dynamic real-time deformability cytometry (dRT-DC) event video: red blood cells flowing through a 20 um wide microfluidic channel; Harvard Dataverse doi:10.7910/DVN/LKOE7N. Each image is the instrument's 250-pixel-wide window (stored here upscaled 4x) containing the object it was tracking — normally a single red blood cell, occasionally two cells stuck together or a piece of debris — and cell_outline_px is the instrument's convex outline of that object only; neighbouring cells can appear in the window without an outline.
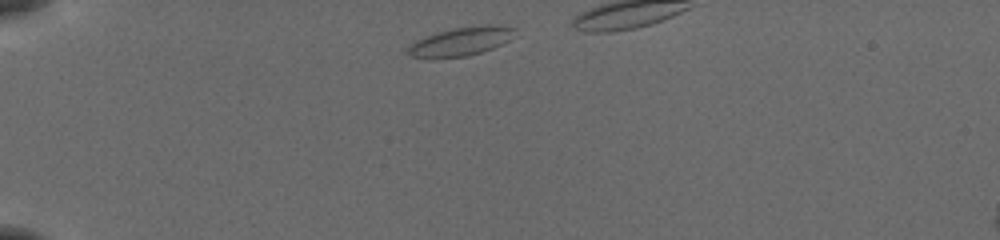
{"species": "common noctule bat (a hibernating species)", "species_latin": "Nyctalus noctula", "temperature_condition": "cold", "stored_images_in_passage": 19, "camera_frame_rate_fps": 3000, "um_per_image_px": 0.085, "animal": {"sex": "female", "body_mass_g": 19.5, "forearm_length_mm": 54.1}, "frame": {"image": 1, "passage_image": 1, "time_ms": 0.0, "image_size_px": [1000, 240], "cell_outline_px": [[516, 28], [508, 40], [492, 48], [468, 56], [408, 56], [408, 48], [416, 40], [436, 32], [452, 28], [488, 24], [496, 24]], "centroid_in_image_um": [39.21, 3.48], "position_along_channel_um": 45.8, "area_um2": 17.22}}
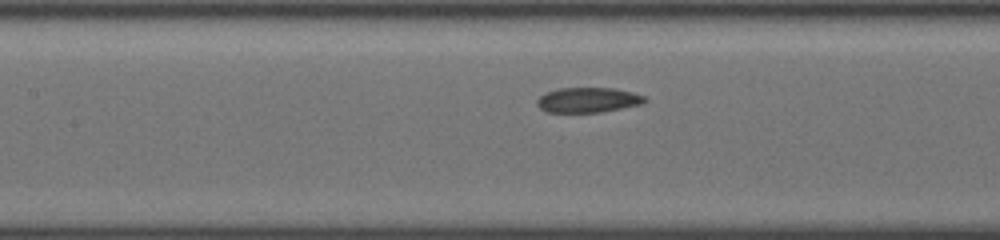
{"frame": {"image": 2, "passage_image": 13, "time_ms": 4.0, "image_size_px": [1000, 240], "cell_outline_px": [[648, 100], [640, 104], [600, 112], [544, 112], [536, 104], [536, 100], [540, 96], [548, 92], [560, 88], [616, 88], [632, 92], [644, 96]], "centroid_in_image_um": [49.96, 8.49], "position_along_channel_um": 157.4, "area_um2": 15.61}}
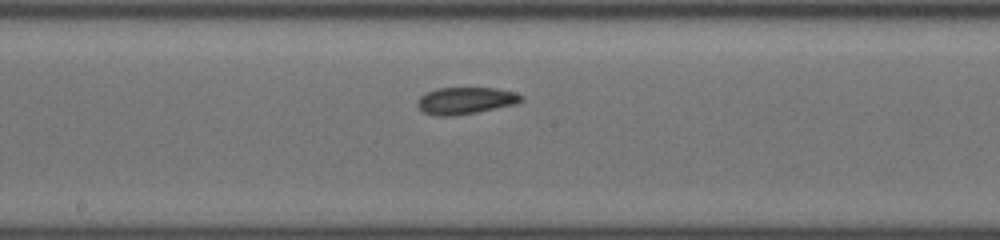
{"frame": {"image": 3, "passage_image": 17, "time_ms": 5.333, "image_size_px": [1000, 240], "cell_outline_px": [[524, 100], [516, 104], [476, 112], [452, 116], [436, 116], [424, 112], [416, 104], [420, 96], [424, 92], [436, 88], [496, 88], [516, 92], [524, 96]], "centroid_in_image_um": [39.58, 8.54], "position_along_channel_um": 208.6, "area_um2": 16.42}}